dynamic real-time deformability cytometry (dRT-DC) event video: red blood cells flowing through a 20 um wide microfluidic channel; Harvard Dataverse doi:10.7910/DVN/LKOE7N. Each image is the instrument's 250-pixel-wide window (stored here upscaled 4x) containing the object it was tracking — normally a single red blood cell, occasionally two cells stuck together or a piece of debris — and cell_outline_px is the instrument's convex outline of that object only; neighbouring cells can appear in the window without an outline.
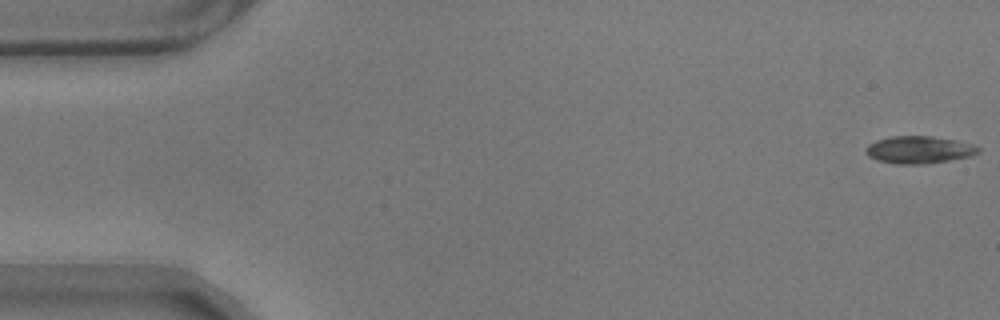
{"species": "common noctule bat (a hibernating species)", "species_latin": "Nyctalus noctula", "temperature_condition": "warm", "stored_images_in_passage": 57, "camera_frame_rate_fps": 3000, "um_per_image_px": 0.085, "animal": {"sex": "male", "body_mass_g": 17.9}, "frame": {"image": 1, "passage_image": 1, "time_ms": 0.0, "image_size_px": [1000, 320], "cell_outline_px": [[980, 152], [972, 156], [924, 164], [896, 164], [876, 160], [868, 156], [864, 148], [868, 144], [876, 140], [892, 136], [932, 136], [956, 140], [976, 144], [980, 148]], "centroid_in_image_um": [78.13, 12.73], "position_along_channel_um": 6.9, "area_um2": 18.15}}
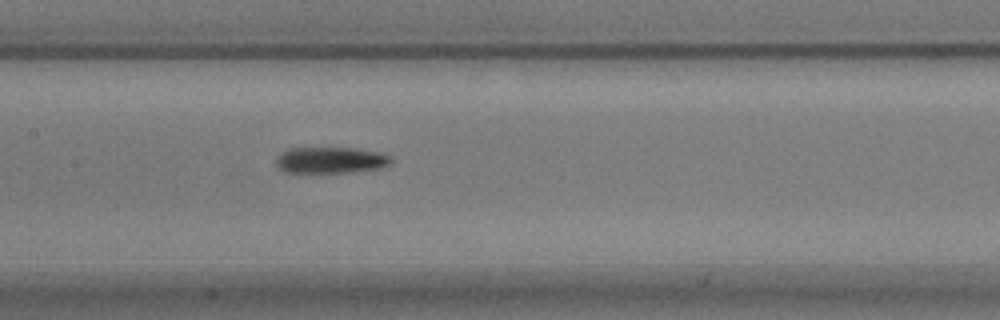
{"frame": {"image": 2, "passage_image": 27, "time_ms": 8.667, "image_size_px": [1000, 320], "cell_outline_px": [[392, 164], [380, 168], [352, 172], [284, 172], [276, 164], [276, 156], [280, 152], [288, 148], [352, 148], [376, 152], [392, 156]], "centroid_in_image_um": [28.1, 13.61], "position_along_channel_um": 179.3, "area_um2": 17.63}}
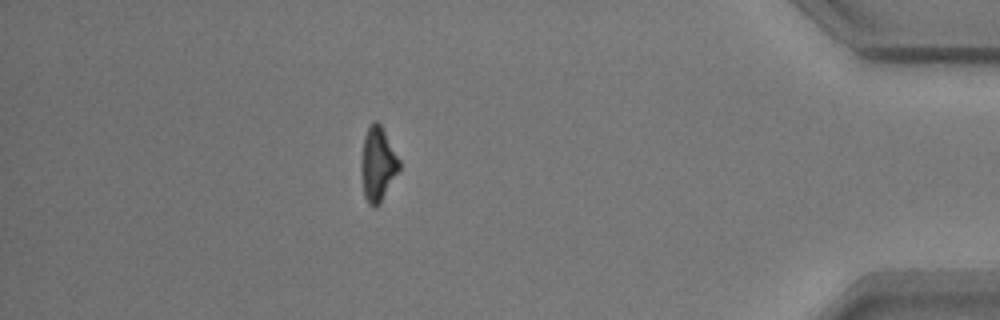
{"frame": {"image": 3, "passage_image": 50, "time_ms": 16.333, "image_size_px": [1000, 320], "cell_outline_px": [[400, 168], [380, 204], [372, 208], [368, 204], [364, 196], [360, 172], [360, 164], [364, 136], [368, 128], [376, 120], [380, 124], [400, 160]], "centroid_in_image_um": [32.09, 14.0], "position_along_channel_um": 403.1, "area_um2": 16.47}, "authors_computed_cell_mechanics": {"area_um2": 17.5134, "velocity_mm_per_s": 3.531, "shape_relaxation_time_tau1_ms": 3.4682, "shape_relaxation_time_tau2_ms": null, "deformation_change_tau1": 0.173, "deformation_change_tau2": null}}